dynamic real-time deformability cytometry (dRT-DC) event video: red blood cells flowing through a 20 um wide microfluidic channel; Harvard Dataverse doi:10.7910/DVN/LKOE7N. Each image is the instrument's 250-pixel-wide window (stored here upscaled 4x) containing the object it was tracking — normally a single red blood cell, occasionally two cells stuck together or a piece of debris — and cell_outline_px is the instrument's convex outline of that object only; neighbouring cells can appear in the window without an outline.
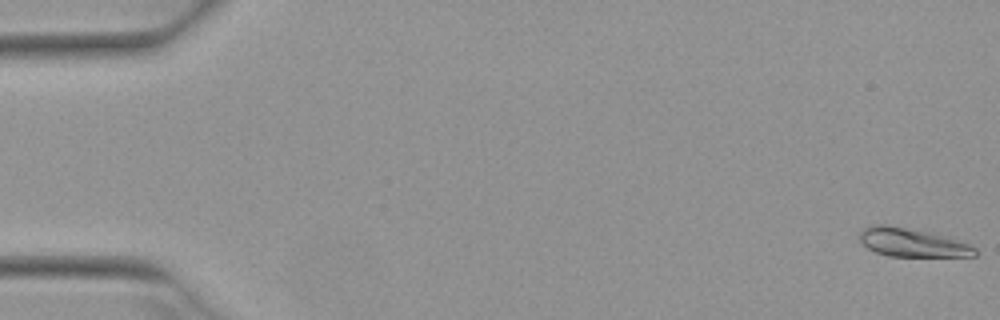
{"species": "Egyptian fruit bat (a non-hibernating species)", "species_latin": "Rousettus aegyptiacus", "temperature_condition": "warm", "stored_images_in_passage": 9, "camera_frame_rate_fps": 3000, "um_per_image_px": 0.085, "animal": {"sex": "female"}, "frame": {"image": 1, "passage_image": 1, "time_ms": 0.0, "image_size_px": [1000, 320], "cell_outline_px": [[976, 256], [888, 256], [876, 252], [868, 248], [860, 240], [860, 232], [868, 224], [884, 224], [952, 236], [976, 248]], "centroid_in_image_um": [77.55, 20.6], "position_along_channel_um": 7.4, "area_um2": 19.31}}